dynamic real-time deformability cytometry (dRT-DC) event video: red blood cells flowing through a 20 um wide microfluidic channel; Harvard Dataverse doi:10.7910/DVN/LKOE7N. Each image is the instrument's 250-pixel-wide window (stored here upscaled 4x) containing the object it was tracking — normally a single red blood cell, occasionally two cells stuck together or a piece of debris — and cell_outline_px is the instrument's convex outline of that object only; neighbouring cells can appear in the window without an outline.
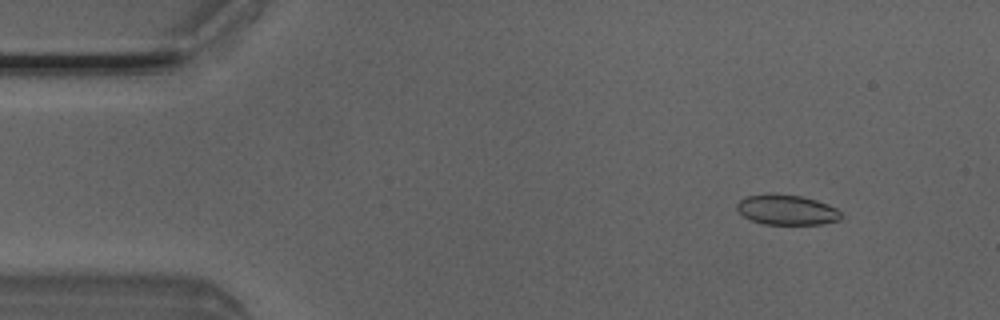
{"species": "Egyptian fruit bat (a non-hibernating species)", "species_latin": "Rousettus aegyptiacus", "temperature_condition": "room temperature", "stored_images_in_passage": 4, "camera_frame_rate_fps": 3000, "um_per_image_px": 0.085, "animal": {"sex": "male"}, "frame": {"image": 1, "passage_image": 1, "time_ms": 0.0, "image_size_px": [1000, 320], "cell_outline_px": [[844, 216], [840, 220], [820, 224], [764, 224], [752, 220], [744, 216], [736, 208], [736, 204], [744, 196], [768, 192], [772, 192], [800, 196], [816, 200], [828, 204], [836, 208]], "centroid_in_image_um": [66.86, 17.81], "position_along_channel_um": 18.1, "area_um2": 18.55}}